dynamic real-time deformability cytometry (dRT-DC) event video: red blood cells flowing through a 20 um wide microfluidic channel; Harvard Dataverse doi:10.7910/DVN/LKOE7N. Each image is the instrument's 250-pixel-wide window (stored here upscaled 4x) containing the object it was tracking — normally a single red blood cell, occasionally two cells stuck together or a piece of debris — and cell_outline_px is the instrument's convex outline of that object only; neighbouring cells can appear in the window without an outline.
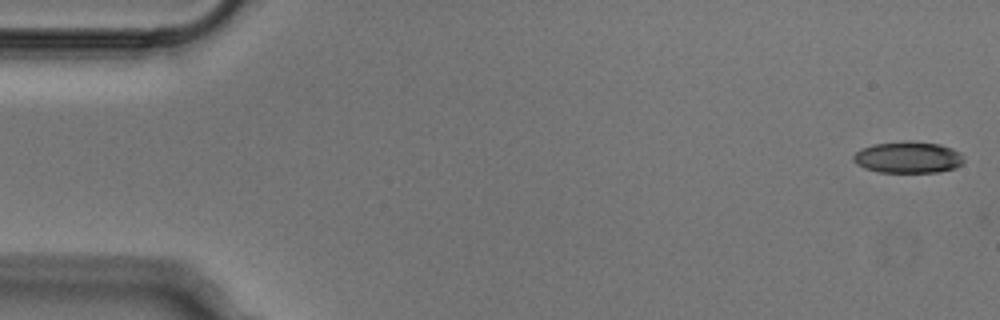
{"species": "Egyptian fruit bat (a non-hibernating species)", "species_latin": "Rousettus aegyptiacus", "temperature_condition": "cold", "stored_images_in_passage": 28, "camera_frame_rate_fps": 3000, "um_per_image_px": 0.085, "animal": {"sex": "male"}, "frame": {"image": 1, "passage_image": 1, "time_ms": 0.0, "image_size_px": [1000, 320], "cell_outline_px": [[964, 160], [956, 168], [936, 172], [880, 172], [864, 168], [856, 164], [852, 160], [852, 156], [860, 148], [872, 144], [908, 140], [940, 144], [952, 148], [960, 152], [964, 156]], "centroid_in_image_um": [77.17, 13.36], "position_along_channel_um": 7.8, "area_um2": 20.58}}
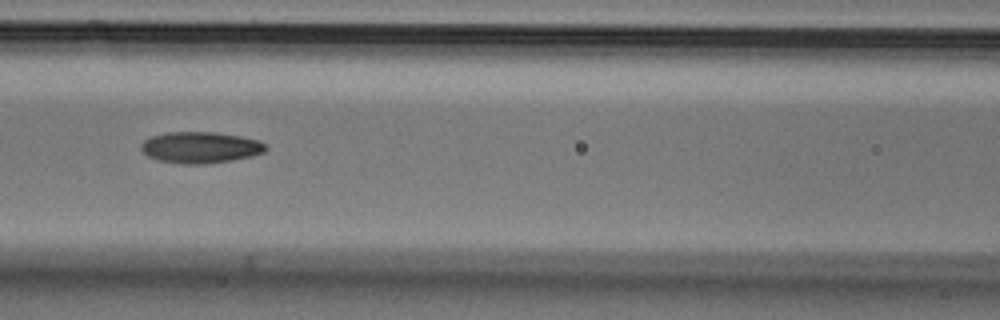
{"frame": {"image": 2, "passage_image": 22, "time_ms": 7.0, "image_size_px": [1000, 320], "cell_outline_px": [[268, 148], [264, 152], [252, 156], [232, 160], [200, 164], [180, 164], [160, 160], [148, 156], [140, 148], [140, 144], [144, 140], [152, 136], [168, 132], [216, 132], [240, 136], [260, 140]], "centroid_in_image_um": [17.04, 12.52], "position_along_channel_um": 149.6, "area_um2": 22.72}}
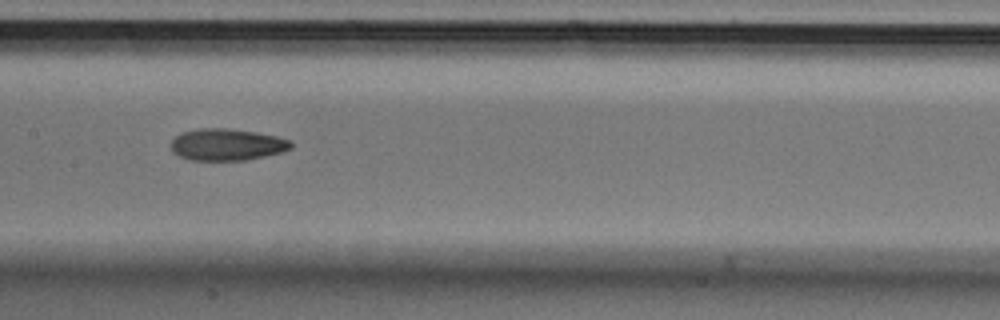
{"frame": {"image": 3, "passage_image": 25, "time_ms": 8.0, "image_size_px": [1000, 320], "cell_outline_px": [[292, 148], [284, 152], [248, 160], [192, 160], [180, 156], [172, 152], [172, 140], [176, 136], [184, 132], [204, 128], [224, 128], [256, 132], [276, 136], [292, 140]], "centroid_in_image_um": [19.35, 12.3], "position_along_channel_um": 188.1, "area_um2": 22.2}}